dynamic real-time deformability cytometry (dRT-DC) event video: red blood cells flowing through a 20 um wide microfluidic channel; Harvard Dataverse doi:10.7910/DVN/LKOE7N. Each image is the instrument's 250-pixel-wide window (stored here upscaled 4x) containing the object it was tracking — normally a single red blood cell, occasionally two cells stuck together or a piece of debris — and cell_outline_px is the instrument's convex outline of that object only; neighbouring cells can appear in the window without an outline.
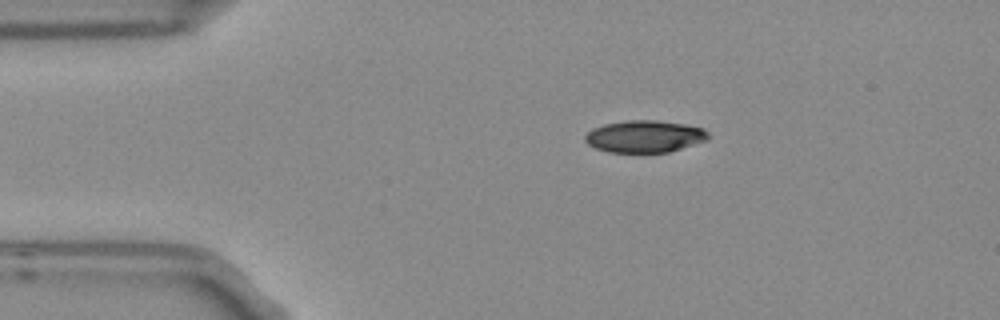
{"species": "Egyptian fruit bat (a non-hibernating species)", "species_latin": "Rousettus aegyptiacus", "temperature_condition": "room temperature", "stored_images_in_passage": 4, "segment_of_instrument_passage": [1, 2], "camera_frame_rate_fps": 3000, "um_per_image_px": 0.085, "frame": {"image": 1, "passage_image": 2, "time_ms": 0.333, "image_size_px": [1000, 320], "cell_outline_px": [[708, 140], [668, 152], [608, 152], [596, 148], [588, 144], [584, 140], [584, 136], [592, 128], [604, 124], [628, 120], [656, 120], [684, 124], [704, 128], [708, 132]], "centroid_in_image_um": [54.78, 11.59], "position_along_channel_um": 30.2, "area_um2": 23.0}}